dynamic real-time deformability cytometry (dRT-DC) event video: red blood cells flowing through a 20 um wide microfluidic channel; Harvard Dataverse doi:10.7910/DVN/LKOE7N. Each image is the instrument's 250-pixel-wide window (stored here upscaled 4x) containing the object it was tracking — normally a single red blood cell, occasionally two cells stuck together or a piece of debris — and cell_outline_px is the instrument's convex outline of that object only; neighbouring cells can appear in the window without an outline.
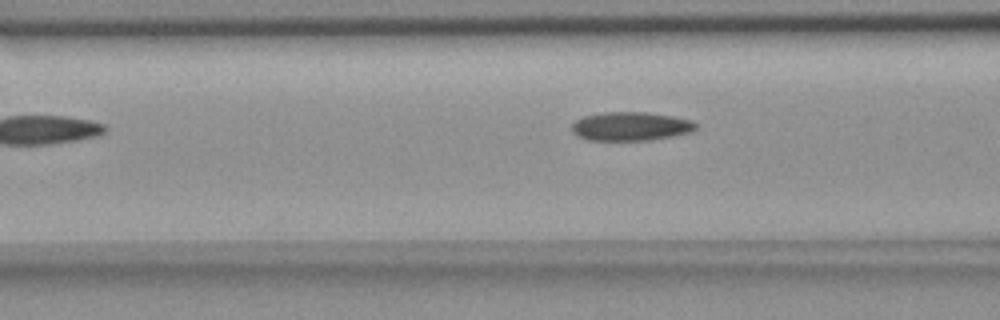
{"species": "common noctule bat (a hibernating species)", "species_latin": "Nyctalus noctula", "temperature_condition": "room temperature", "stored_images_in_passage": 8, "camera_frame_rate_fps": 3000, "um_per_image_px": 0.085, "animal": {"sex": "female", "body_mass_g": 18.4}, "frame": {"image": 1, "passage_image": 6, "time_ms": 1.667, "image_size_px": [1000, 320], "cell_outline_px": [[696, 128], [692, 132], [672, 136], [648, 140], [588, 140], [576, 136], [572, 132], [572, 124], [576, 120], [584, 116], [600, 112], [648, 112], [672, 116], [692, 120], [696, 124]], "centroid_in_image_um": [53.59, 10.73], "position_along_channel_um": 113.0, "area_um2": 20.87}}